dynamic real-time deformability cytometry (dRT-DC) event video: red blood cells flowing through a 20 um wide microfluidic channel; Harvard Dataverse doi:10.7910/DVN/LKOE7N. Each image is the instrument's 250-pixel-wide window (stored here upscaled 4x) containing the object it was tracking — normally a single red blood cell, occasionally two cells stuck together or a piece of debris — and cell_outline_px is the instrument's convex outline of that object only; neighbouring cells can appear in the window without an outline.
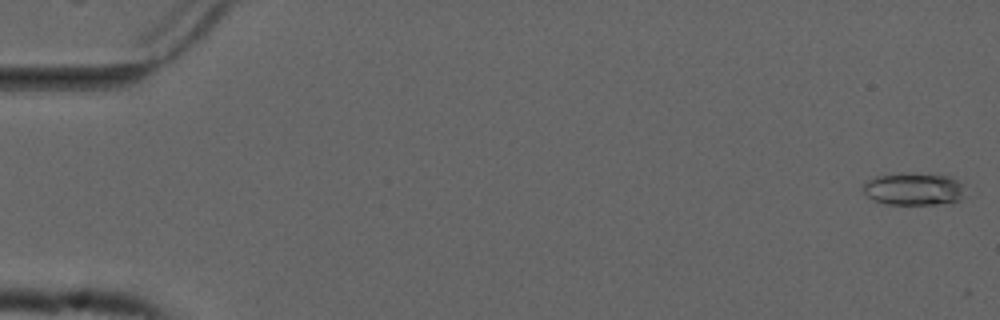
{"species": "common noctule bat (a hibernating species)", "species_latin": "Nyctalus noctula", "temperature_condition": "cold", "stored_images_in_passage": 55, "camera_frame_rate_fps": 3000, "um_per_image_px": 0.085, "animal": {"sex": "male", "forearm_length_mm": 52.5}, "frame": {"image": 1, "passage_image": 1, "time_ms": 0.0, "image_size_px": [1000, 320], "cell_outline_px": [[964, 196], [960, 200], [952, 204], [884, 204], [868, 196], [864, 192], [864, 184], [868, 180], [876, 176], [900, 172], [904, 172], [948, 176], [964, 184]], "centroid_in_image_um": [77.72, 16.07], "position_along_channel_um": 7.3, "area_um2": 19.54}}
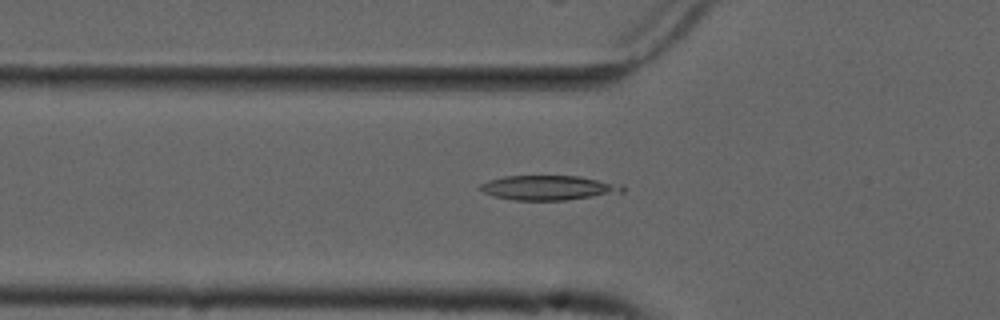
{"frame": {"image": 2, "passage_image": 19, "time_ms": 6.0, "image_size_px": [1000, 320], "cell_outline_px": [[624, 192], [568, 200], [512, 200], [492, 196], [484, 192], [480, 188], [480, 184], [488, 180], [504, 176], [580, 176], [624, 184]], "centroid_in_image_um": [46.66, 15.96], "position_along_channel_um": 79.1, "area_um2": 20.58}}
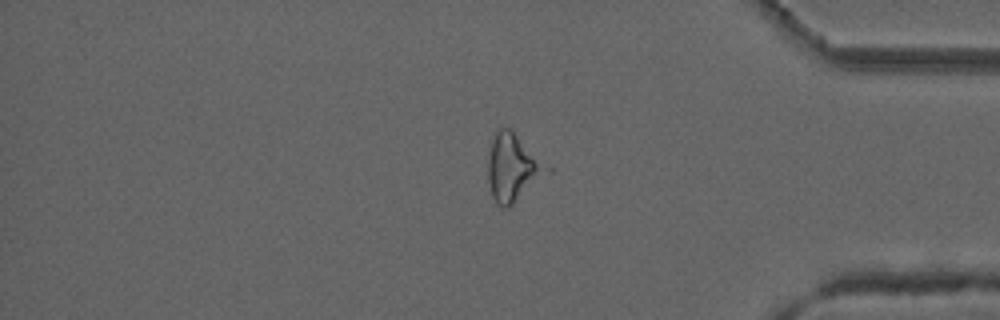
{"frame": {"image": 3, "passage_image": 46, "time_ms": 15.0, "image_size_px": [1000, 320], "cell_outline_px": [[556, 168], [552, 172], [508, 208], [500, 208], [496, 204], [492, 196], [488, 180], [488, 156], [492, 140], [496, 128], [512, 128]], "centroid_in_image_um": [43.69, 14.22], "position_along_channel_um": 391.5, "area_um2": 24.51}}